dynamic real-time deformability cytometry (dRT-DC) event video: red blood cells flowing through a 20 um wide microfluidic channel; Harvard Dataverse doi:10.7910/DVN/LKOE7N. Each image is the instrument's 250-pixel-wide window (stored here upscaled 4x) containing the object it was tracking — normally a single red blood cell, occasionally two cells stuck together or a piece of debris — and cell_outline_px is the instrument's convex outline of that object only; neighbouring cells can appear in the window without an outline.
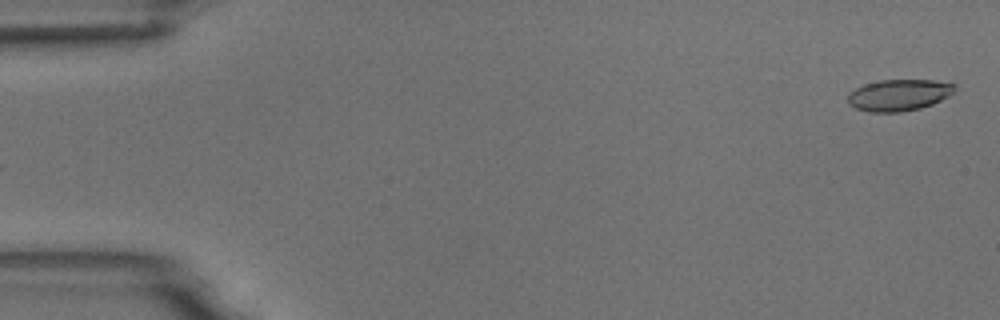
{"species": "common noctule bat (a hibernating species)", "species_latin": "Nyctalus noctula", "temperature_condition": "room temperature", "stored_images_in_passage": 55, "camera_frame_rate_fps": 3000, "um_per_image_px": 0.085, "animal": {"sex": "male", "body_mass_g": 18.8}, "frame": {"image": 1, "passage_image": 2, "time_ms": 0.333, "image_size_px": [1000, 320], "cell_outline_px": [[956, 88], [948, 96], [932, 104], [920, 108], [900, 112], [868, 112], [856, 108], [848, 104], [848, 92], [864, 84], [880, 80], [932, 80], [956, 84]], "centroid_in_image_um": [76.37, 8.08], "position_along_channel_um": 8.6, "area_um2": 19.59}}
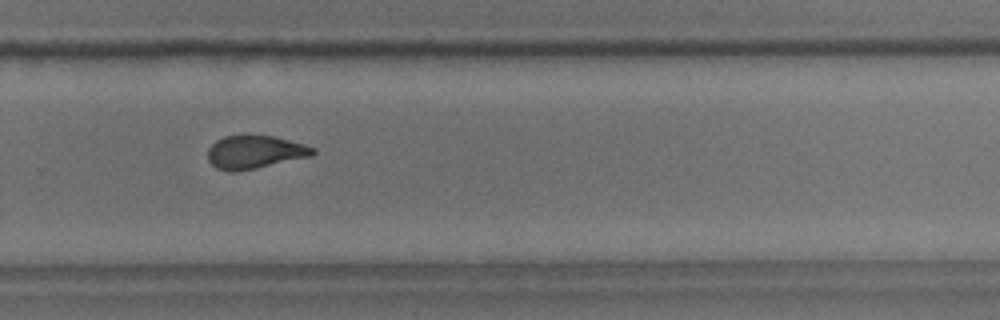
{"frame": {"image": 2, "passage_image": 37, "time_ms": 12.0, "image_size_px": [1000, 320], "cell_outline_px": [[316, 152], [312, 156], [240, 172], [228, 172], [216, 168], [208, 160], [208, 148], [216, 140], [224, 136], [276, 136], [304, 144], [316, 148]], "centroid_in_image_um": [21.67, 12.95], "position_along_channel_um": 308.1, "area_um2": 20.52}}
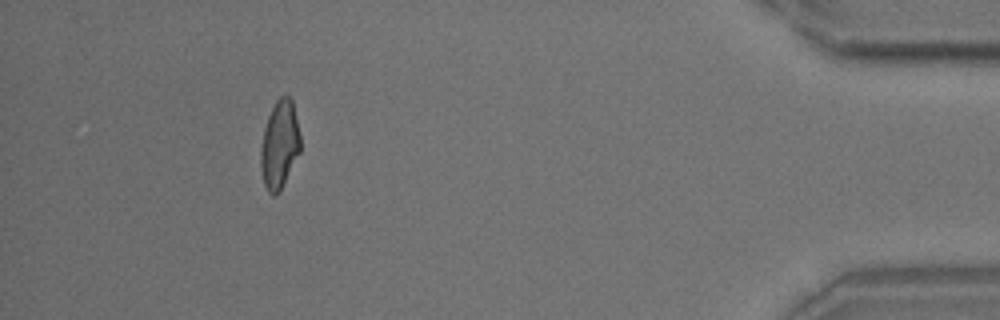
{"frame": {"image": 3, "passage_image": 50, "time_ms": 16.333, "image_size_px": [1000, 320], "cell_outline_px": [[300, 152], [280, 192], [276, 196], [272, 196], [268, 192], [264, 184], [260, 164], [260, 148], [264, 128], [268, 116], [276, 100], [280, 96], [288, 96], [292, 100], [300, 136]], "centroid_in_image_um": [23.75, 12.33], "position_along_channel_um": 411.5, "area_um2": 20.4}, "authors_computed_cell_mechanics": {"area_um2": 20.519, "velocity_mm_per_s": 3.7371, "shape_relaxation_time_tau1_ms": 5.6329, "shape_relaxation_time_tau2_ms": 2.1398, "deformation_change_tau1": 0.169, "deformation_change_tau2": 0.081}}